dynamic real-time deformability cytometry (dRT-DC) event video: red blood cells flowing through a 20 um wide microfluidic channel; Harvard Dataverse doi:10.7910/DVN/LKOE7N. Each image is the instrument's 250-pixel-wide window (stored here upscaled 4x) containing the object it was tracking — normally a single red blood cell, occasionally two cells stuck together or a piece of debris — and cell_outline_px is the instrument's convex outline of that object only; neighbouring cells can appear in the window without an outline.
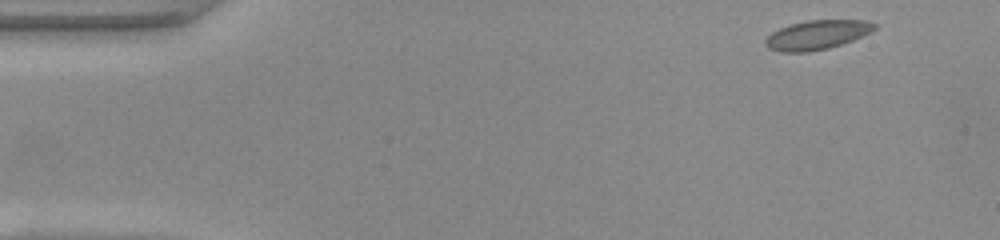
{"species": "common noctule bat (a hibernating species)", "species_latin": "Nyctalus noctula", "temperature_condition": "warm", "stored_images_in_passage": 46, "camera_frame_rate_fps": 3000, "um_per_image_px": 0.085, "animal": {"sex": "female", "body_mass_g": 22.0, "forearm_length_mm": 56.7}, "frame": {"image": 1, "passage_image": 1, "time_ms": 0.0, "image_size_px": [1000, 240], "cell_outline_px": [[880, 24], [872, 32], [852, 40], [828, 48], [808, 52], [780, 52], [768, 48], [764, 44], [764, 40], [772, 32], [780, 28], [792, 24], [808, 20], [868, 20]], "centroid_in_image_um": [69.48, 2.96], "position_along_channel_um": 15.5, "area_um2": 18.67}}
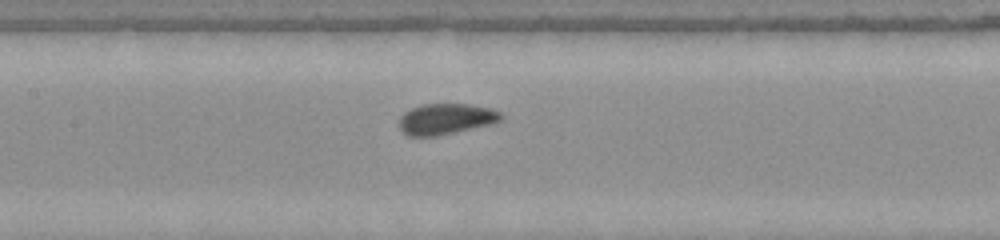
{"frame": {"image": 2, "passage_image": 20, "time_ms": 6.333, "image_size_px": [1000, 240], "cell_outline_px": [[504, 116], [500, 120], [492, 124], [456, 132], [436, 136], [408, 136], [400, 128], [400, 116], [404, 112], [412, 108], [424, 104], [468, 104], [492, 108], [500, 112]], "centroid_in_image_um": [37.93, 10.11], "position_along_channel_um": 169.5, "area_um2": 18.32}}
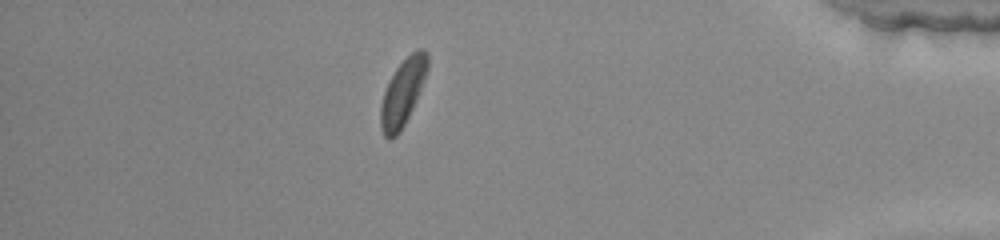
{"frame": {"image": 3, "passage_image": 40, "time_ms": 13.0, "image_size_px": [1000, 240], "cell_outline_px": [[428, 68], [416, 100], [400, 132], [396, 136], [388, 140], [384, 136], [380, 128], [380, 108], [384, 92], [396, 68], [412, 52], [420, 48], [424, 48], [428, 52]], "centroid_in_image_um": [34.23, 7.87], "position_along_channel_um": 401.0, "area_um2": 17.86}, "authors_computed_cell_mechanics": {"area_um2": 18.1781, "velocity_mm_per_s": 4.1125, "shape_relaxation_time_tau1_ms": 2.3445, "shape_relaxation_time_tau2_ms": 11.0583, "deformation_change_tau1": 0.0645, "deformation_change_tau2": 0.0832}}